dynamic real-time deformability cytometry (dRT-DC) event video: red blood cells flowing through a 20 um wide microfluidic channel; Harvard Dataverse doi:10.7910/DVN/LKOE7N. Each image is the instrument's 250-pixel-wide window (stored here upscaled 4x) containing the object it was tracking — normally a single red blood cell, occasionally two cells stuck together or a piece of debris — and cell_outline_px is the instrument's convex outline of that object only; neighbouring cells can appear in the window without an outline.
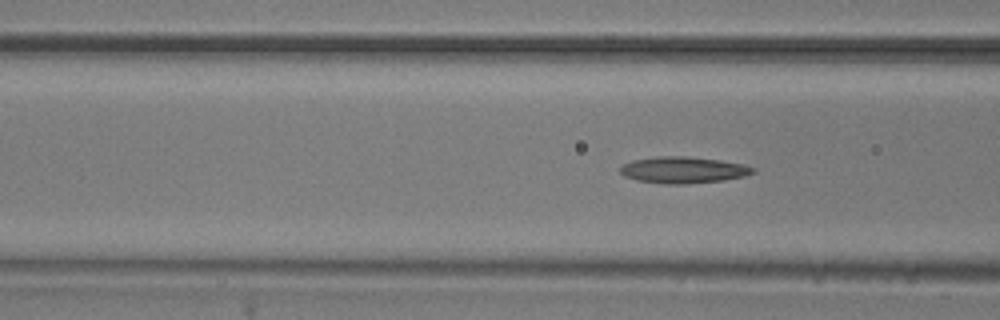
{"species": "common noctule bat (a hibernating species)", "species_latin": "Nyctalus noctula", "temperature_condition": "room temperature", "stored_images_in_passage": 5, "segment_of_instrument_passage": [2, 2], "camera_frame_rate_fps": 3000, "um_per_image_px": 0.085, "animal": {"sex": "male", "body_mass_g": 20.5, "forearm_length_mm": 52.5}, "frame": {"image": 1, "passage_image": 5, "time_ms": 5.667, "image_size_px": [1000, 320], "cell_outline_px": [[756, 172], [744, 176], [724, 180], [684, 184], [668, 184], [636, 180], [624, 176], [620, 172], [620, 168], [624, 164], [632, 160], [660, 156], [684, 156], [716, 160], [744, 164], [756, 168]], "centroid_in_image_um": [58.08, 14.45], "position_along_channel_um": 108.5, "area_um2": 20.35}}